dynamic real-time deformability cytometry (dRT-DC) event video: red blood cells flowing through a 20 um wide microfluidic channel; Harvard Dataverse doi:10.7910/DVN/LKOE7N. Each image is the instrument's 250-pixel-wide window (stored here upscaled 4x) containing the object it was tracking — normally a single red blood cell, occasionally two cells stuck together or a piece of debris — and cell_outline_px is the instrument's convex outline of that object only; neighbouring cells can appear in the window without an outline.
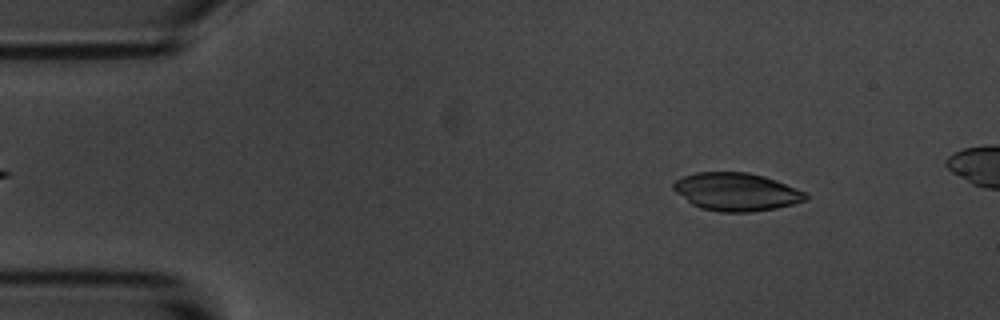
{"species": "common noctule bat (a hibernating species)", "species_latin": "Nyctalus noctula", "temperature_condition": "room temperature", "stored_images_in_passage": 51, "camera_frame_rate_fps": 3000, "um_per_image_px": 0.085, "animal": {"sex": "male", "body_mass_g": 20.1, "forearm_length_mm": 53.5}, "frame": {"image": 1, "passage_image": 6, "time_ms": 1.667, "image_size_px": [1000, 320], "cell_outline_px": [[808, 200], [776, 208], [748, 212], [720, 212], [700, 208], [692, 204], [676, 192], [672, 188], [672, 184], [676, 180], [684, 176], [696, 172], [748, 172], [764, 176], [776, 180], [808, 192]], "centroid_in_image_um": [62.61, 16.3], "position_along_channel_um": 22.4, "area_um2": 29.36}}
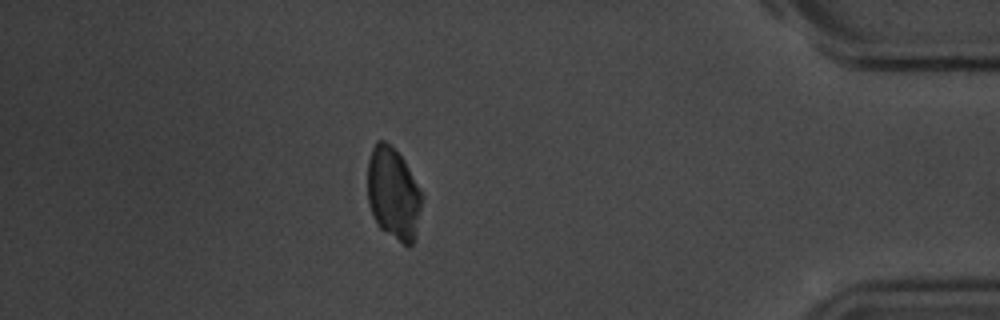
{"frame": {"image": 2, "passage_image": 47, "time_ms": 15.333, "image_size_px": [1000, 320], "cell_outline_px": [[424, 196], [416, 236], [412, 244], [408, 248], [380, 228], [372, 216], [368, 204], [368, 160], [372, 148], [376, 140], [384, 140], [392, 144], [404, 160]], "centroid_in_image_um": [33.44, 16.46], "position_along_channel_um": 401.8, "area_um2": 29.77}}